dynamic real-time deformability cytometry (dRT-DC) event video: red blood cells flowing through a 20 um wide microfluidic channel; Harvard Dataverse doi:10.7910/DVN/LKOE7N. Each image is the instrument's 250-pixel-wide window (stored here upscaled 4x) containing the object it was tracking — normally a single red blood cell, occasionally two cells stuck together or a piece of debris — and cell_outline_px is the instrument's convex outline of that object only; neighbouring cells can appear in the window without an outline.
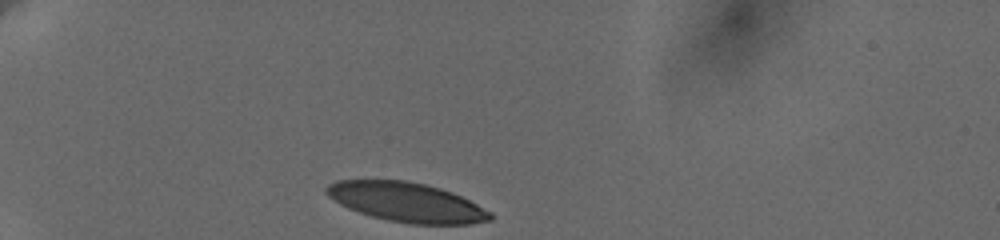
{"species": "human", "species_latin": "Homo sapiens", "temperature_condition": "cold", "stored_images_in_passage": 34, "camera_frame_rate_fps": 3000, "um_per_image_px": 0.085, "donor": {"sex": "female"}, "frame": {"image": 1, "passage_image": 1, "time_ms": 0.0, "image_size_px": [1000, 240], "cell_outline_px": [[492, 220], [472, 224], [408, 224], [388, 220], [372, 216], [348, 208], [332, 200], [324, 192], [324, 188], [328, 184], [336, 180], [408, 180], [440, 188], [452, 192], [492, 212]], "centroid_in_image_um": [34.54, 17.18], "position_along_channel_um": 50.5, "area_um2": 37.69}}
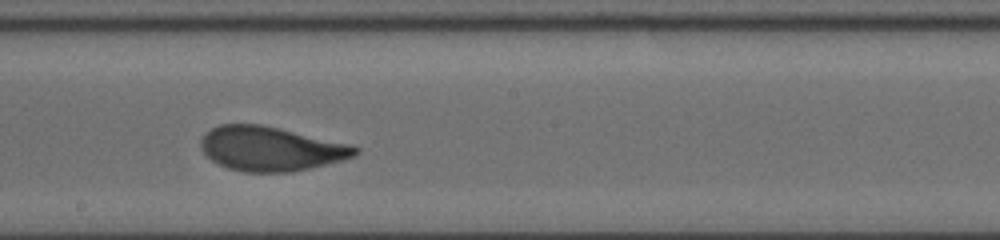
{"frame": {"image": 2, "passage_image": 19, "time_ms": 6.0, "image_size_px": [1000, 240], "cell_outline_px": [[360, 152], [356, 156], [292, 172], [244, 172], [228, 168], [212, 160], [200, 148], [200, 140], [212, 128], [220, 124], [260, 124], [348, 144], [360, 148]], "centroid_in_image_um": [22.99, 12.65], "position_along_channel_um": 225.2, "area_um2": 39.3}}
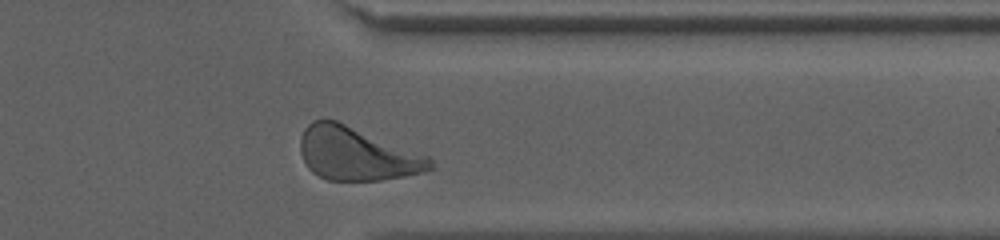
{"frame": {"image": 3, "passage_image": 32, "time_ms": 10.333, "image_size_px": [1000, 240], "cell_outline_px": [[432, 168], [424, 172], [404, 176], [380, 180], [328, 180], [312, 172], [308, 168], [300, 152], [300, 136], [304, 128], [312, 120], [336, 120], [428, 156], [432, 160]], "centroid_in_image_um": [30.28, 13.07], "position_along_channel_um": 381.1, "area_um2": 39.88}, "authors_computed_cell_mechanics": {"area_um2": 39.3329, "velocity_mm_per_s": 3.6104, "shape_relaxation_time_tau1_ms": 3.5423, "shape_relaxation_time_tau2_ms": 0.7911, "deformation_change_tau1": 0.1718, "deformation_change_tau2": 0.0743}}